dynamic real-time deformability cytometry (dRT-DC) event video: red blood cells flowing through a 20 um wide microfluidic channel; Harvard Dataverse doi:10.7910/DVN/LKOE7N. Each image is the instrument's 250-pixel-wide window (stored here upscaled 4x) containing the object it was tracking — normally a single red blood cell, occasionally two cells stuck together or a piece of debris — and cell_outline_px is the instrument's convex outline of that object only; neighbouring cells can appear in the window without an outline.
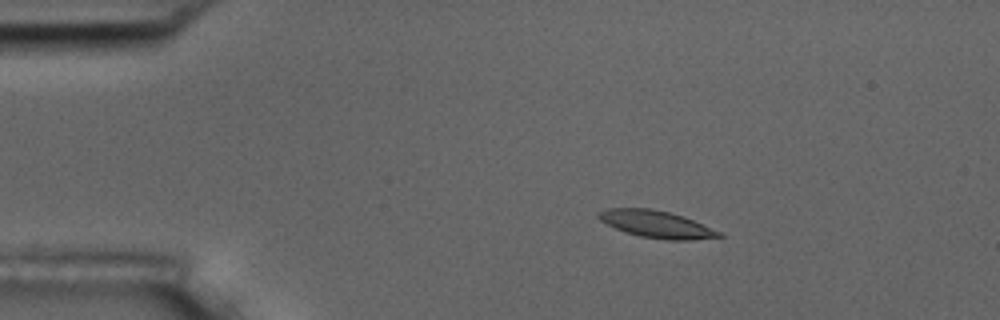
{"species": "common noctule bat (a hibernating species)", "species_latin": "Nyctalus noctula", "temperature_condition": "room temperature", "stored_images_in_passage": 4, "camera_frame_rate_fps": 3000, "um_per_image_px": 0.085, "animal": {"sex": "male", "body_mass_g": 17.5, "forearm_length_mm": 52.3}, "frame": {"image": 1, "passage_image": 3, "time_ms": 0.667, "image_size_px": [1000, 320], "cell_outline_px": [[724, 236], [692, 240], [668, 240], [640, 236], [624, 232], [600, 220], [596, 216], [596, 212], [608, 208], [652, 208], [684, 216], [720, 232]], "centroid_in_image_um": [55.76, 19.05], "position_along_channel_um": 29.2, "area_um2": 18.96}}